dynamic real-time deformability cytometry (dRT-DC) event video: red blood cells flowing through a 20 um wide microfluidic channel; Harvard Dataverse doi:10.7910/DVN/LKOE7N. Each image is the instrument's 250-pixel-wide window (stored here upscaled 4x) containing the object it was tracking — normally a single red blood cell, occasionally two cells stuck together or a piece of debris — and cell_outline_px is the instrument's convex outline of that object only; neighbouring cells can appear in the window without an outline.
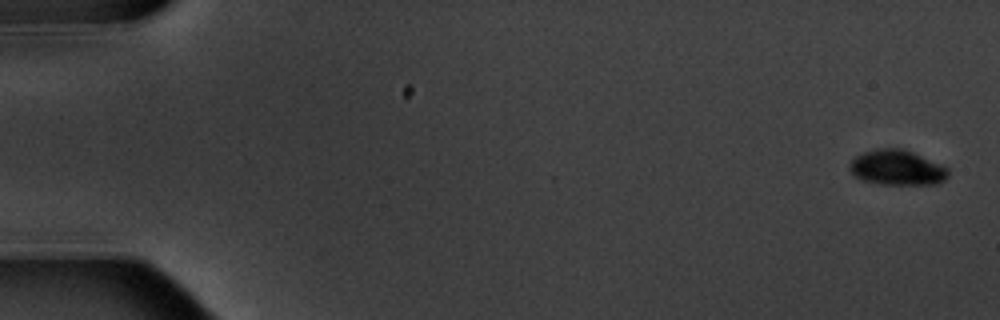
{"species": "common noctule bat (a hibernating species)", "species_latin": "Nyctalus noctula", "temperature_condition": "warm", "stored_images_in_passage": 5, "camera_frame_rate_fps": 3000, "um_per_image_px": 0.085, "animal": {"sex": "male", "body_mass_g": 20.1, "forearm_length_mm": 53.5}, "frame": {"image": 1, "passage_image": 1, "time_ms": 0.0, "image_size_px": [1000, 320], "cell_outline_px": [[948, 176], [944, 180], [936, 184], [880, 184], [864, 180], [856, 176], [848, 168], [848, 164], [856, 156], [864, 152], [876, 148], [900, 148], [912, 152], [940, 164], [948, 168]], "centroid_in_image_um": [76.23, 14.25], "position_along_channel_um": 8.8, "area_um2": 20.0}}
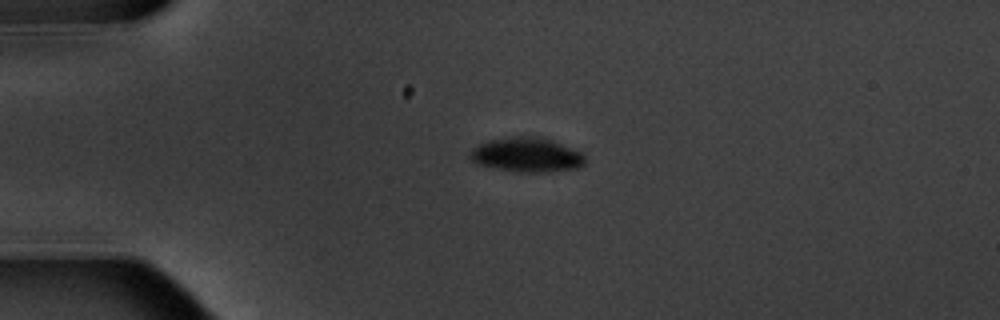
{"frame": {"image": 2, "passage_image": 4, "time_ms": 4.333, "image_size_px": [1000, 320], "cell_outline_px": [[584, 164], [580, 168], [548, 172], [520, 172], [480, 164], [472, 160], [468, 156], [472, 148], [488, 140], [520, 136], [536, 136], [552, 140], [580, 152], [584, 156]], "centroid_in_image_um": [44.79, 13.16], "position_along_channel_um": 40.2, "area_um2": 22.77}}